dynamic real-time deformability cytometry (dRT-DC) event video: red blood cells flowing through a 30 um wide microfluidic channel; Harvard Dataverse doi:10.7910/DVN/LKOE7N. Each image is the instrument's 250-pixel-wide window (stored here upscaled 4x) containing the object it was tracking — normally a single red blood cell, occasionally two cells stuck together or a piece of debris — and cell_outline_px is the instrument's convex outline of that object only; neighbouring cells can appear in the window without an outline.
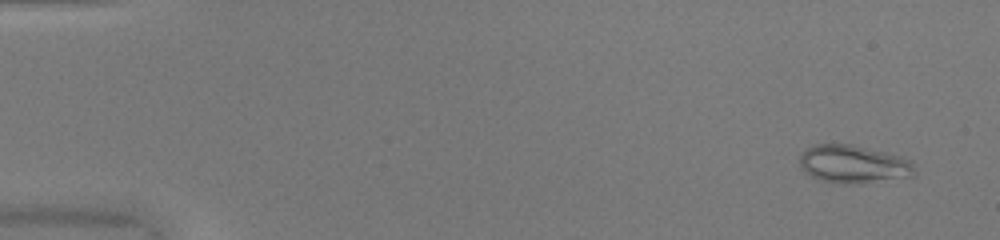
{"species": "common noctule bat (a hibernating species)", "species_latin": "Nyctalus noctula", "temperature_condition": "warm", "stored_images_in_passage": 51, "camera_frame_rate_fps": 3000, "um_per_image_px": 0.085, "animal": {"sex": "female", "body_mass_g": 20.0, "forearm_length_mm": 54.0}, "frame": {"image": 1, "passage_image": 3, "time_ms": 0.667, "image_size_px": [1000, 240], "cell_outline_px": [[916, 176], [860, 184], [844, 184], [824, 180], [812, 176], [804, 172], [800, 164], [800, 152], [804, 148], [816, 144], [852, 144], [900, 156], [912, 160], [916, 172]], "centroid_in_image_um": [72.57, 13.95], "position_along_channel_um": 12.4, "area_um2": 25.78}}
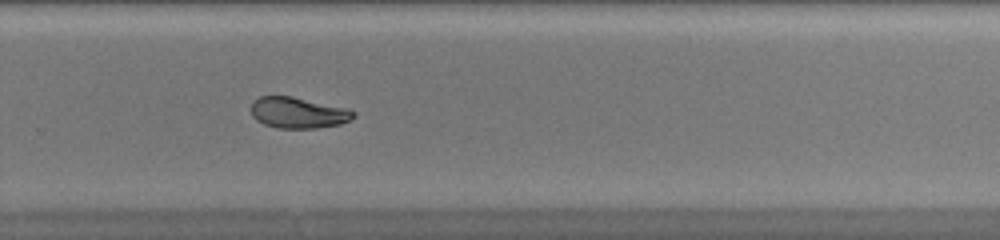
{"frame": {"image": 2, "passage_image": 35, "time_ms": 11.333, "image_size_px": [1000, 240], "cell_outline_px": [[356, 116], [340, 124], [316, 128], [276, 128], [264, 124], [256, 120], [252, 116], [252, 100], [260, 96], [292, 96], [348, 108], [356, 112]], "centroid_in_image_um": [25.34, 9.57], "position_along_channel_um": 304.5, "area_um2": 18.61}}
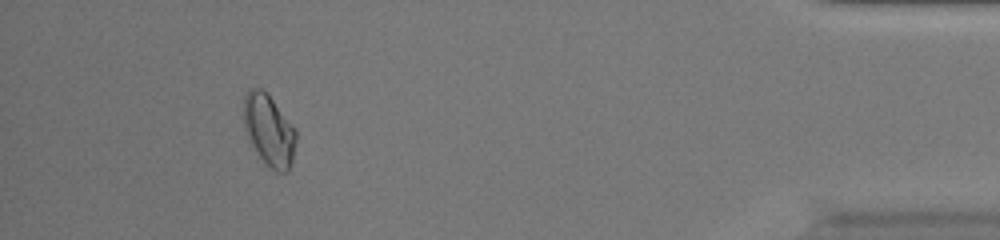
{"frame": {"image": 3, "passage_image": 47, "time_ms": 15.333, "image_size_px": [1000, 240], "cell_outline_px": [[296, 140], [292, 160], [288, 172], [276, 172], [264, 164], [256, 156], [252, 148], [244, 128], [244, 96], [248, 88], [260, 88], [272, 100], [296, 128]], "centroid_in_image_um": [22.85, 11.12], "position_along_channel_um": 412.4, "area_um2": 22.02}, "authors_computed_cell_mechanics": {"area_um2": 20.9814, "velocity_mm_per_s": 4.0905, "shape_relaxation_time_tau1_ms": 7.9033, "shape_relaxation_time_tau2_ms": 1.5633, "deformation_change_tau1": 0.2137, "deformation_change_tau2": 0.0537}}